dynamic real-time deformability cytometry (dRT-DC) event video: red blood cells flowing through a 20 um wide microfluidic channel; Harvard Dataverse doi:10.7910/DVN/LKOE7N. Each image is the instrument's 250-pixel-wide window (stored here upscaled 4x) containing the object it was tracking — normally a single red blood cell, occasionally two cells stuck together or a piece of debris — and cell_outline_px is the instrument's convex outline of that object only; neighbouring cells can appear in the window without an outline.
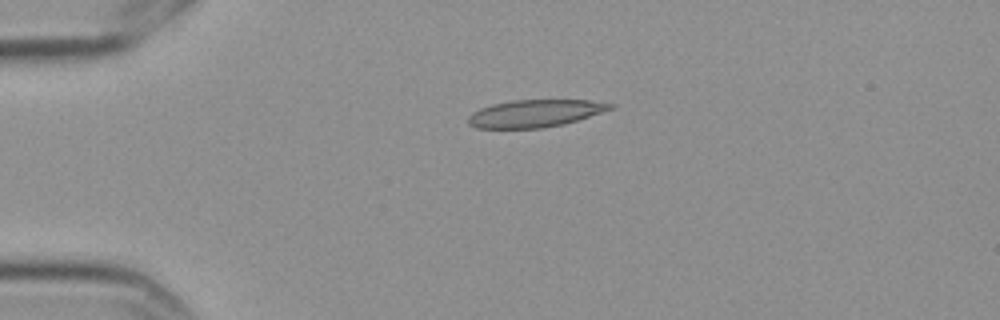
{"species": "Egyptian fruit bat (a non-hibernating species)", "species_latin": "Rousettus aegyptiacus", "temperature_condition": "cold", "stored_images_in_passage": 2, "camera_frame_rate_fps": 3000, "um_per_image_px": 0.085, "frame": {"image": 1, "passage_image": 1, "time_ms": 0.0, "image_size_px": [1000, 320], "cell_outline_px": [[616, 108], [564, 124], [540, 128], [476, 128], [468, 124], [468, 116], [472, 112], [480, 108], [492, 104], [512, 100], [588, 100], [616, 104]], "centroid_in_image_um": [45.49, 9.63], "position_along_channel_um": 39.5, "area_um2": 22.77}}